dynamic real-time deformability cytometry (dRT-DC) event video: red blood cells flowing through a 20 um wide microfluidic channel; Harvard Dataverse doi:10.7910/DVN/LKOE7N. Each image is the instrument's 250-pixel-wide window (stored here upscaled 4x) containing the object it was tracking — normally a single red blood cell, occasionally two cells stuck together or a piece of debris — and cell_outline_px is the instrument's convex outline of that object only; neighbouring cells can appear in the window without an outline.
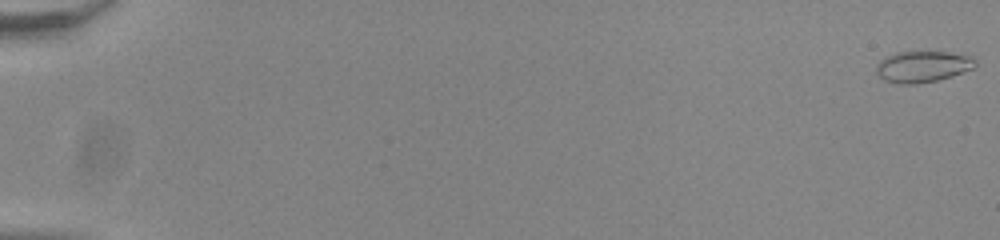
{"species": "common noctule bat (a hibernating species)", "species_latin": "Nyctalus noctula", "temperature_condition": "room temperature", "stored_images_in_passage": 56, "camera_frame_rate_fps": 3000, "um_per_image_px": 0.085, "animal": {"sex": "male", "body_mass_g": 20.0, "forearm_length_mm": 53.3}, "frame": {"image": 1, "passage_image": 1, "time_ms": 0.0, "image_size_px": [1000, 240], "cell_outline_px": [[976, 64], [972, 68], [952, 76], [936, 80], [916, 84], [900, 84], [884, 80], [876, 72], [876, 64], [884, 56], [896, 52], [948, 52], [972, 56], [976, 60]], "centroid_in_image_um": [78.4, 5.65], "position_along_channel_um": 6.6, "area_um2": 18.03}}
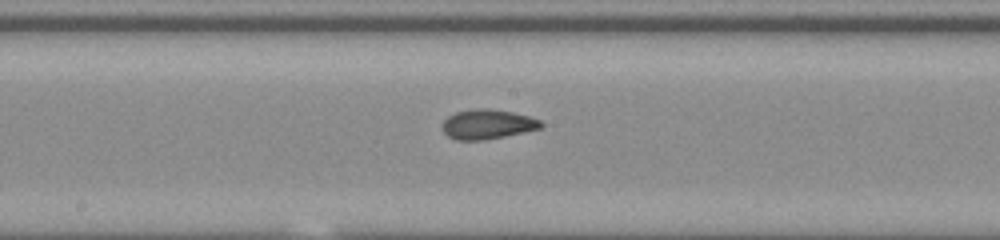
{"frame": {"image": 2, "passage_image": 32, "time_ms": 10.333, "image_size_px": [1000, 240], "cell_outline_px": [[544, 124], [540, 128], [524, 132], [484, 140], [456, 140], [448, 136], [440, 128], [444, 120], [448, 116], [456, 112], [476, 108], [488, 108], [512, 112], [528, 116], [540, 120]], "centroid_in_image_um": [41.4, 10.56], "position_along_channel_um": 206.8, "area_um2": 17.05}}
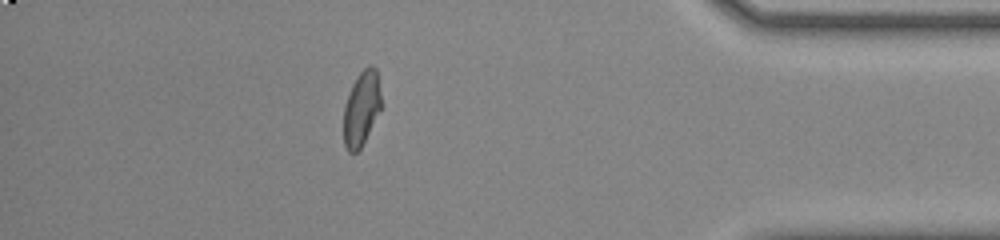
{"frame": {"image": 3, "passage_image": 50, "time_ms": 16.333, "image_size_px": [1000, 240], "cell_outline_px": [[380, 108], [360, 148], [356, 152], [348, 152], [344, 144], [344, 104], [348, 92], [352, 84], [360, 72], [368, 64], [372, 64], [376, 68], [380, 92]], "centroid_in_image_um": [30.69, 9.17], "position_along_channel_um": 404.5, "area_um2": 16.01}, "authors_computed_cell_mechanics": {"area_um2": 17.2533, "velocity_mm_per_s": 3.8484, "shape_relaxation_time_tau1_ms": 11.0381, "shape_relaxation_time_tau2_ms": 0.8987, "deformation_change_tau1": 0.2189, "deformation_change_tau2": 0.0626}}